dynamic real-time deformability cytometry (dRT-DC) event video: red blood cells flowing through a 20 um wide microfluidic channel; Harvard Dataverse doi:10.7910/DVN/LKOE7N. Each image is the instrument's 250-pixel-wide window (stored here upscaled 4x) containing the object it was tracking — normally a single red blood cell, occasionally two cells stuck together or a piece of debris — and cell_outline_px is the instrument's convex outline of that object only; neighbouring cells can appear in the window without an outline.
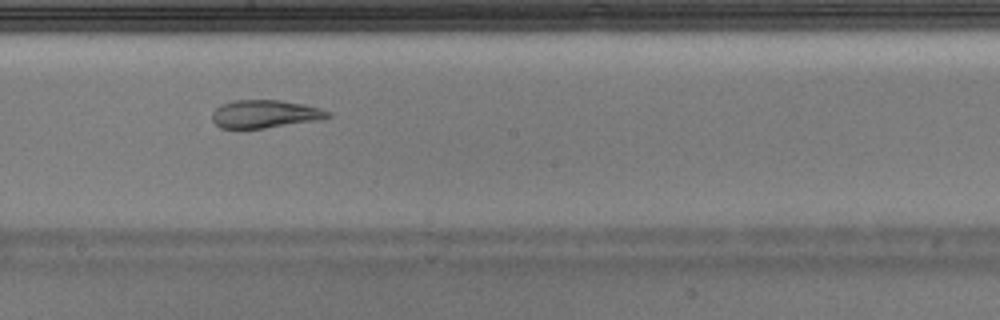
{"species": "Egyptian fruit bat (a non-hibernating species)", "species_latin": "Rousettus aegyptiacus", "temperature_condition": "warm", "stored_images_in_passage": 25, "camera_frame_rate_fps": 3000, "um_per_image_px": 0.085, "animal": {"sex": "male"}, "frame": {"image": 1, "passage_image": 11, "time_ms": 3.333, "image_size_px": [1000, 320], "cell_outline_px": [[332, 116], [324, 120], [264, 128], [220, 128], [212, 120], [212, 112], [220, 104], [236, 100], [280, 100], [304, 104], [320, 108], [332, 112]], "centroid_in_image_um": [22.58, 9.69], "position_along_channel_um": 225.6, "area_um2": 19.13}}